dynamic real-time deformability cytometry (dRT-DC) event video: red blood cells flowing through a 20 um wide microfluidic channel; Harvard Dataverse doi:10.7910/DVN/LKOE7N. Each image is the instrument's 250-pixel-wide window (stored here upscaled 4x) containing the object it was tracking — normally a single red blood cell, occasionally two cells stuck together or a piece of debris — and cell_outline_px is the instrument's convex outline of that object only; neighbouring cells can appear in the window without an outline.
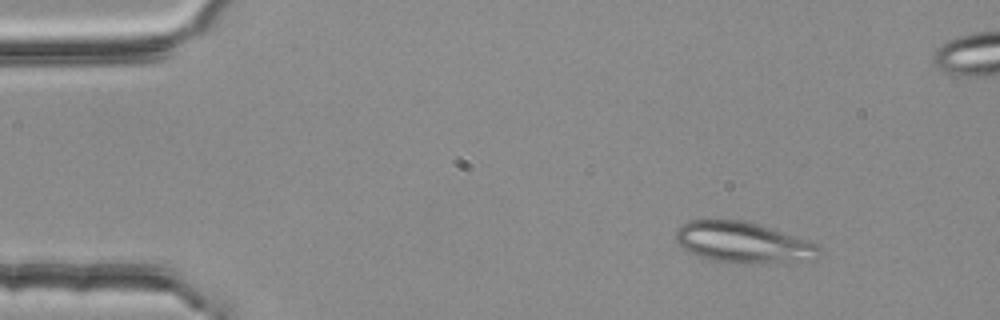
{"species": "common noctule bat (a hibernating species)", "species_latin": "Nyctalus noctula", "temperature_condition": "room temperature", "stored_images_in_passage": 3, "camera_frame_rate_fps": 3000, "um_per_image_px": 0.085, "animal": {"sex": "female", "body_mass_g": 25.1}, "frame": {"image": 1, "passage_image": 1, "time_ms": 0.0, "image_size_px": [1000, 320], "cell_outline_px": [[820, 252], [816, 260], [712, 260], [700, 256], [684, 248], [676, 240], [676, 228], [680, 224], [688, 220], [748, 220], [808, 240], [816, 244], [820, 248]], "centroid_in_image_um": [63.13, 20.53], "position_along_channel_um": 21.9, "area_um2": 32.83}}